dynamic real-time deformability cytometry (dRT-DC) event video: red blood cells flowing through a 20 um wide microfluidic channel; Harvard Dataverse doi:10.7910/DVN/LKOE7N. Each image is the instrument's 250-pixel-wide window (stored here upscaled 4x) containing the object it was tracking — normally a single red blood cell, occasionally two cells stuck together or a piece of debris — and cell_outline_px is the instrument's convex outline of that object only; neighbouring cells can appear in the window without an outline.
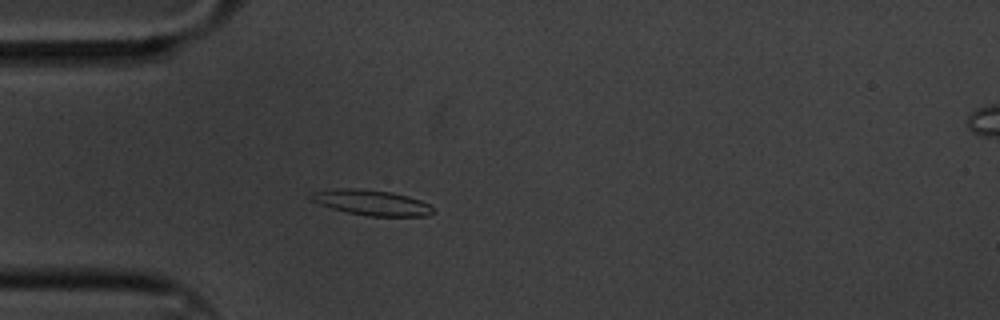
{"species": "common noctule bat (a hibernating species)", "species_latin": "Nyctalus noctula", "temperature_condition": "cold", "stored_images_in_passage": 2, "camera_frame_rate_fps": 3000, "um_per_image_px": 0.085, "animal": {"sex": "male", "body_mass_g": 20.1, "forearm_length_mm": 53.5}, "frame": {"image": 1, "passage_image": 2, "time_ms": 0.333, "image_size_px": [1000, 320], "cell_outline_px": [[436, 212], [428, 216], [368, 216], [348, 212], [332, 208], [320, 204], [312, 200], [308, 196], [312, 192], [336, 188], [360, 188], [392, 192], [408, 196], [420, 200], [428, 204]], "centroid_in_image_um": [31.59, 17.21], "position_along_channel_um": 53.4, "area_um2": 18.09}}